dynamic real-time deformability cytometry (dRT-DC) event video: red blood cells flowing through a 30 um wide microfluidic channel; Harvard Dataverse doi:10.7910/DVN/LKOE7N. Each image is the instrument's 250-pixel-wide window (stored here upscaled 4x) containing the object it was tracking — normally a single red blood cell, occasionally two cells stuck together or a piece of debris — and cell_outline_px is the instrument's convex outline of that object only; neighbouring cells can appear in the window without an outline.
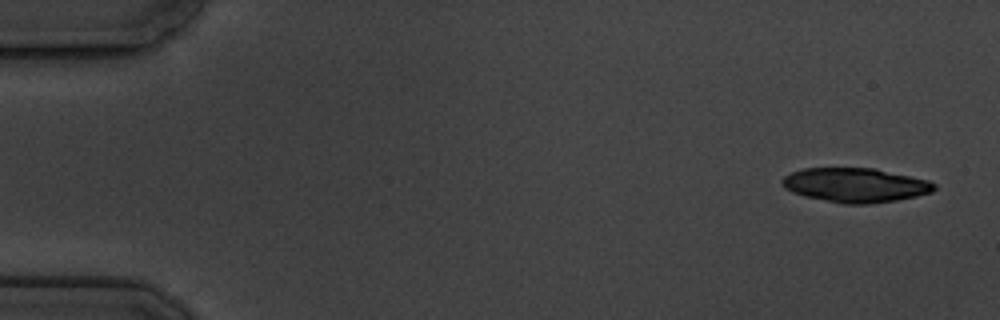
{"species": "common noctule bat (a hibernating species)", "species_latin": "Nyctalus noctula", "temperature_condition": "cold", "stored_images_in_passage": 5, "camera_frame_rate_fps": 3000, "um_per_image_px": 0.085, "animal": {"sex": "male", "body_mass_g": 19.5, "forearm_length_mm": 54.6}, "frame": {"image": 1, "passage_image": 1, "time_ms": 0.0, "image_size_px": [1000, 320], "cell_outline_px": [[936, 188], [932, 192], [916, 196], [896, 200], [868, 204], [844, 204], [804, 196], [792, 192], [784, 188], [780, 184], [780, 180], [784, 176], [792, 172], [804, 168], [876, 168], [928, 180], [936, 184]], "centroid_in_image_um": [72.69, 15.73], "position_along_channel_um": 12.3, "area_um2": 30.52}}